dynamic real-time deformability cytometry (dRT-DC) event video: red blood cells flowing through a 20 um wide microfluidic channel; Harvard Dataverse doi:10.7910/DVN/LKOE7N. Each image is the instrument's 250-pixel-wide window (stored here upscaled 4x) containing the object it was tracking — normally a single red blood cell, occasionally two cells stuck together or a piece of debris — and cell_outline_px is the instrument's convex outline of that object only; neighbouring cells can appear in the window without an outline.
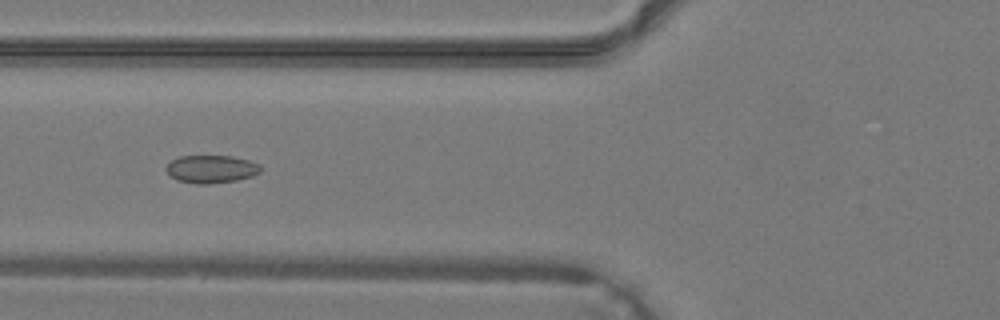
{"species": "common noctule bat (a hibernating species)", "species_latin": "Nyctalus noctula", "temperature_condition": "warm", "stored_images_in_passage": 33, "camera_frame_rate_fps": 3000, "um_per_image_px": 0.085, "animal": {"sex": "male", "body_mass_g": 19.2, "forearm_length_mm": 51.8}, "frame": {"image": 1, "passage_image": 10, "time_ms": 3.0, "image_size_px": [1000, 320], "cell_outline_px": [[260, 172], [252, 176], [236, 180], [208, 184], [196, 184], [176, 180], [164, 168], [172, 160], [180, 156], [232, 156], [248, 160], [260, 164]], "centroid_in_image_um": [17.95, 14.37], "position_along_channel_um": 107.9, "area_um2": 15.26}}
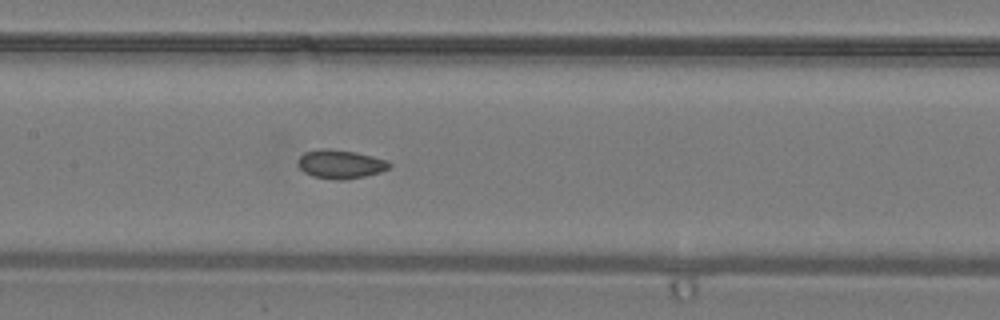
{"frame": {"image": 2, "passage_image": 14, "time_ms": 4.333, "image_size_px": [1000, 320], "cell_outline_px": [[392, 164], [388, 168], [380, 172], [364, 176], [344, 180], [340, 180], [312, 176], [304, 172], [300, 168], [300, 156], [304, 152], [320, 148], [328, 148], [356, 152], [388, 160]], "centroid_in_image_um": [28.96, 13.94], "position_along_channel_um": 178.4, "area_um2": 15.2}}
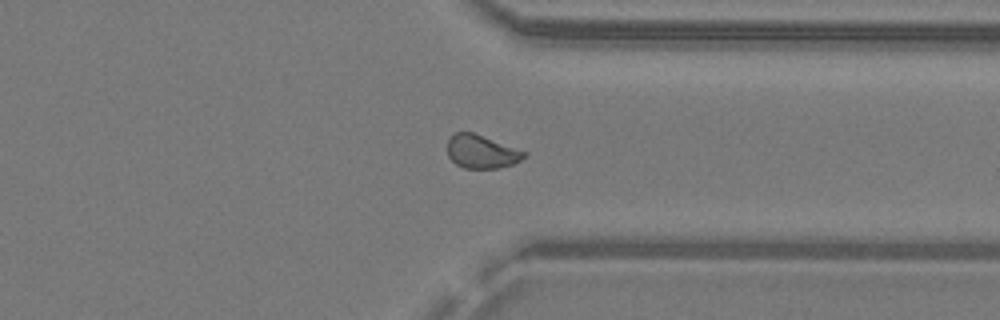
{"frame": {"image": 3, "passage_image": 25, "time_ms": 8.0, "image_size_px": [1000, 320], "cell_outline_px": [[528, 152], [520, 160], [512, 164], [496, 168], [464, 168], [456, 164], [448, 156], [448, 140], [456, 132], [472, 132]], "centroid_in_image_um": [40.92, 12.89], "position_along_channel_um": 370.5, "area_um2": 14.68}}